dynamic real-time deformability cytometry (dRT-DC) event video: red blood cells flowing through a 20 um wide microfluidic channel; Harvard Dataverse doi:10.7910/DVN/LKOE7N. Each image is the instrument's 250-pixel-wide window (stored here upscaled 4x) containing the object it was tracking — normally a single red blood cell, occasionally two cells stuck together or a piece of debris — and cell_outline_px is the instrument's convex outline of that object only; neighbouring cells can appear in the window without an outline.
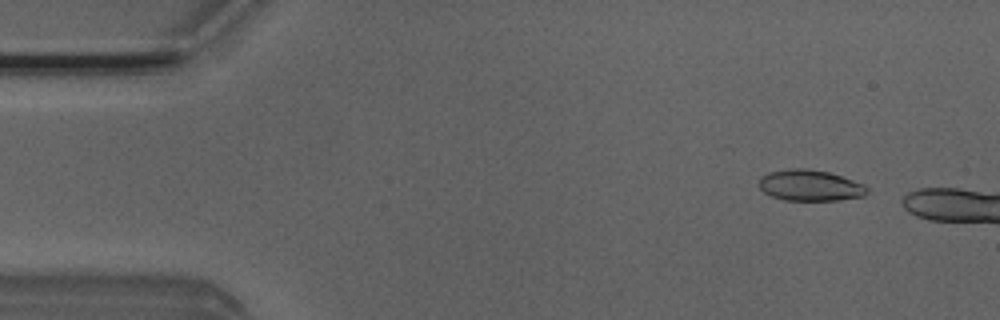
{"species": "Egyptian fruit bat (a non-hibernating species)", "species_latin": "Rousettus aegyptiacus", "temperature_condition": "room temperature", "stored_images_in_passage": 10, "camera_frame_rate_fps": 3000, "um_per_image_px": 0.085, "animal": {"sex": "male"}, "frame": {"image": 1, "passage_image": 5, "time_ms": 1.333, "image_size_px": [1000, 320], "cell_outline_px": [[868, 192], [864, 196], [840, 200], [784, 200], [772, 196], [764, 192], [760, 188], [760, 176], [768, 172], [788, 168], [804, 168], [828, 172], [864, 184], [868, 188]], "centroid_in_image_um": [68.85, 15.76], "position_along_channel_um": 16.2, "area_um2": 19.54}}